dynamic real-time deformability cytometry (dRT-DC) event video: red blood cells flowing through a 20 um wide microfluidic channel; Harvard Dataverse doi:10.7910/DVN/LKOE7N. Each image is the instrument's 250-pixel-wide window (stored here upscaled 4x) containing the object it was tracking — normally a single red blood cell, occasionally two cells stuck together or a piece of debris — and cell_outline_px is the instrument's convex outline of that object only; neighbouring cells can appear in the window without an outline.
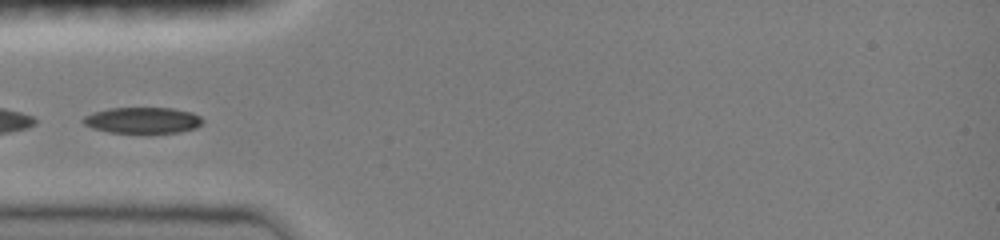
{"species": "common noctule bat (a hibernating species)", "species_latin": "Nyctalus noctula", "temperature_condition": "room temperature", "stored_images_in_passage": 33, "camera_frame_rate_fps": 3000, "um_per_image_px": 0.085, "animal": {"sex": "female", "body_mass_g": 19.0, "forearm_length_mm": 51.5}, "frame": {"image": 1, "passage_image": 1, "time_ms": 0.0, "image_size_px": [1000, 240], "cell_outline_px": [[204, 120], [196, 128], [180, 132], [148, 136], [108, 132], [92, 128], [84, 124], [80, 120], [84, 116], [92, 112], [108, 108], [172, 108], [192, 112], [200, 116]], "centroid_in_image_um": [12.11, 10.27], "position_along_channel_um": 72.9, "area_um2": 19.19}}
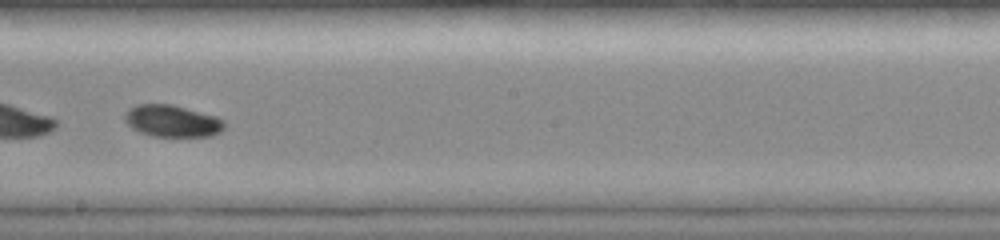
{"frame": {"image": 2, "passage_image": 13, "time_ms": 4.0, "image_size_px": [1000, 240], "cell_outline_px": [[224, 128], [220, 132], [212, 136], [152, 136], [140, 132], [132, 128], [124, 120], [124, 116], [128, 108], [136, 104], [172, 104], [216, 116], [224, 120]], "centroid_in_image_um": [14.63, 10.28], "position_along_channel_um": 233.6, "area_um2": 18.55}}
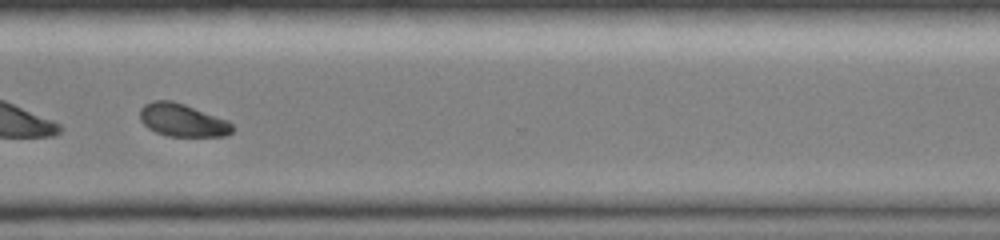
{"frame": {"image": 3, "passage_image": 22, "time_ms": 7.0, "image_size_px": [1000, 240], "cell_outline_px": [[236, 128], [232, 132], [224, 136], [168, 136], [156, 132], [148, 128], [140, 120], [140, 108], [144, 104], [152, 100], [172, 100], [184, 104], [228, 120]], "centroid_in_image_um": [15.51, 10.21], "position_along_channel_um": 355.1, "area_um2": 17.8}}